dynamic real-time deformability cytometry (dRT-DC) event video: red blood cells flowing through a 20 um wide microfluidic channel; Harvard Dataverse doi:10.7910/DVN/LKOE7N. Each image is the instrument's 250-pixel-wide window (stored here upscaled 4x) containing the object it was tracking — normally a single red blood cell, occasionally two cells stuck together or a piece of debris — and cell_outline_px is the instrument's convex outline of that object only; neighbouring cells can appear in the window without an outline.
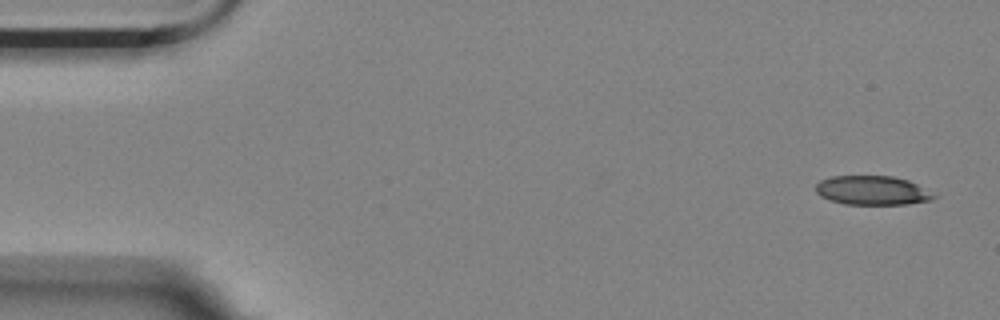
{"species": "Egyptian fruit bat (a non-hibernating species)", "species_latin": "Rousettus aegyptiacus", "temperature_condition": "room temperature", "stored_images_in_passage": 8, "camera_frame_rate_fps": 3000, "um_per_image_px": 0.085, "animal": {"sex": "female"}, "frame": {"image": 1, "passage_image": 1, "time_ms": 0.0, "image_size_px": [1000, 320], "cell_outline_px": [[936, 196], [932, 200], [908, 204], [844, 204], [820, 196], [816, 192], [816, 184], [820, 180], [832, 176], [892, 176], [908, 180], [916, 184]], "centroid_in_image_um": [74.12, 16.18], "position_along_channel_um": 10.9, "area_um2": 19.83}}
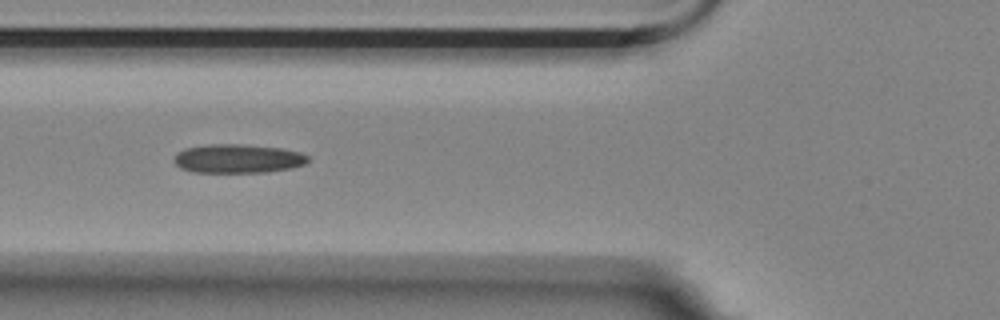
{"frame": {"image": 2, "passage_image": 6, "time_ms": 1.667, "image_size_px": [1000, 320], "cell_outline_px": [[308, 160], [304, 164], [292, 168], [268, 172], [192, 172], [180, 168], [172, 160], [176, 152], [184, 148], [208, 144], [244, 144], [284, 148], [300, 152], [308, 156]], "centroid_in_image_um": [20.19, 13.47], "position_along_channel_um": 105.6, "area_um2": 22.83}}
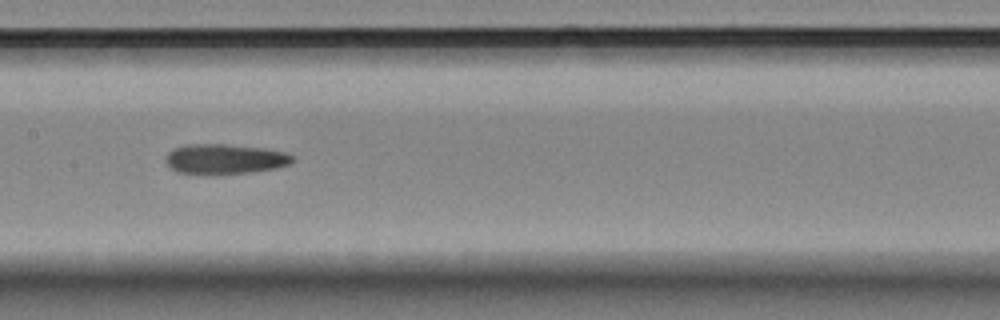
{"frame": {"image": 3, "passage_image": 8, "time_ms": 2.333, "image_size_px": [1000, 320], "cell_outline_px": [[296, 160], [292, 164], [276, 168], [252, 172], [176, 172], [164, 160], [168, 152], [184, 144], [228, 144], [264, 148], [284, 152], [296, 156]], "centroid_in_image_um": [19.19, 13.48], "position_along_channel_um": 188.2, "area_um2": 21.79}}